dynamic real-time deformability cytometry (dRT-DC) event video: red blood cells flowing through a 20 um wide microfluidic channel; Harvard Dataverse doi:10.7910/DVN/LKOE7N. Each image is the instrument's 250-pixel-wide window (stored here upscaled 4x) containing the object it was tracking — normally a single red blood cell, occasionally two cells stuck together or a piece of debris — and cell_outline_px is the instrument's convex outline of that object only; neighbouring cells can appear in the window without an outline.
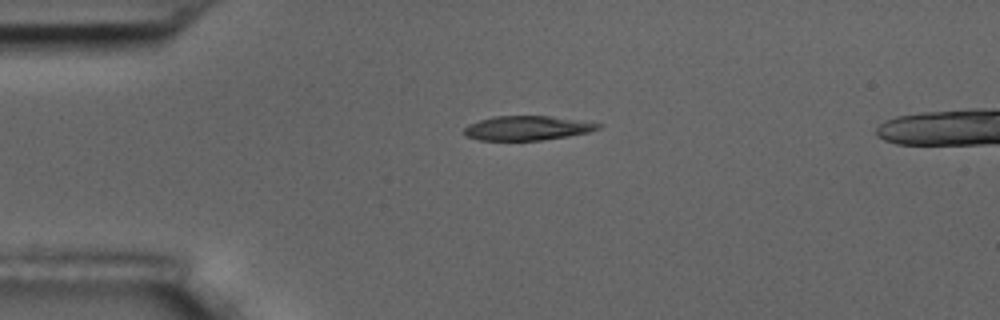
{"species": "common noctule bat (a hibernating species)", "species_latin": "Nyctalus noctula", "temperature_condition": "room temperature", "stored_images_in_passage": 44, "camera_frame_rate_fps": 3000, "um_per_image_px": 0.085, "animal": {"sex": "male", "body_mass_g": 17.5, "forearm_length_mm": 52.3}, "frame": {"image": 1, "passage_image": 1, "time_ms": 0.0, "image_size_px": [1000, 320], "cell_outline_px": [[604, 124], [600, 128], [588, 132], [568, 136], [540, 140], [480, 140], [464, 136], [464, 128], [468, 124], [492, 116], [548, 116]], "centroid_in_image_um": [44.77, 10.88], "position_along_channel_um": 40.2, "area_um2": 18.9}}
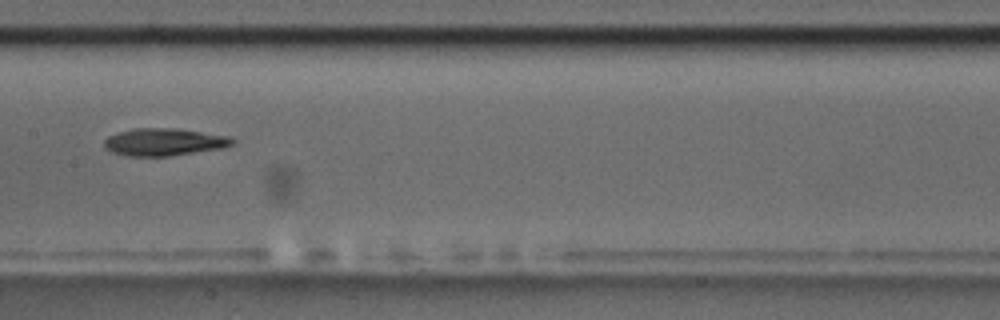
{"frame": {"image": 2, "passage_image": 16, "time_ms": 5.0, "image_size_px": [1000, 320], "cell_outline_px": [[236, 144], [224, 148], [168, 156], [124, 156], [112, 152], [104, 148], [104, 140], [108, 136], [120, 132], [136, 128], [176, 128], [232, 136], [236, 140]], "centroid_in_image_um": [14.0, 12.07], "position_along_channel_um": 193.4, "area_um2": 20.75}}
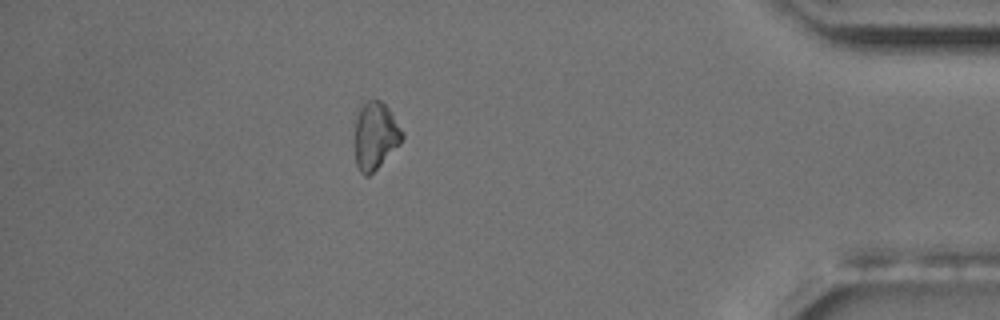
{"frame": {"image": 3, "passage_image": 37, "time_ms": 12.0, "image_size_px": [1000, 320], "cell_outline_px": [[404, 136], [400, 144], [368, 176], [364, 176], [360, 172], [356, 164], [356, 116], [360, 108], [368, 100], [380, 100], [392, 112], [404, 132]], "centroid_in_image_um": [31.93, 11.52], "position_along_channel_um": 403.3, "area_um2": 18.32}, "authors_computed_cell_mechanics": {"area_um2": 19.9121, "velocity_mm_per_s": 3.6087, "shape_relaxation_time_tau1_ms": 6.1215, "shape_relaxation_time_tau2_ms": null, "deformation_change_tau1": 0.1522, "deformation_change_tau2": null}}